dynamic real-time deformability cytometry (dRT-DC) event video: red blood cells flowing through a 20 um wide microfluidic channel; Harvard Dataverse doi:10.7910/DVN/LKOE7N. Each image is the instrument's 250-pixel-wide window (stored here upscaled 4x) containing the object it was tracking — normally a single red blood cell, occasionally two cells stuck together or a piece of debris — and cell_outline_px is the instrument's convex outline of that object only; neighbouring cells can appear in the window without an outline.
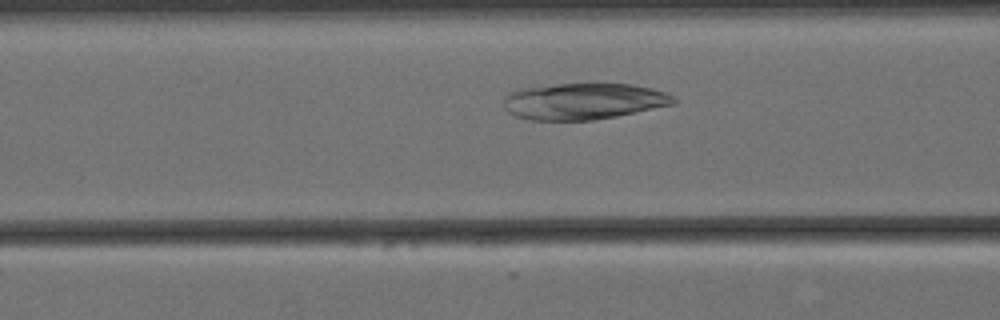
{"species": "Egyptian fruit bat (a non-hibernating species)", "species_latin": "Rousettus aegyptiacus", "temperature_condition": "cold", "stored_images_in_passage": 49, "camera_frame_rate_fps": 3000, "um_per_image_px": 0.085, "animal": {"sex": "female"}, "frame": {"image": 1, "passage_image": 13, "time_ms": 4.0, "image_size_px": [1000, 320], "cell_outline_px": [[676, 104], [616, 116], [592, 120], [528, 120], [516, 116], [508, 112], [504, 108], [504, 96], [520, 88], [556, 84], [632, 84], [652, 88], [664, 92], [672, 96], [676, 100]], "centroid_in_image_um": [49.59, 8.61], "position_along_channel_um": 117.0, "area_um2": 36.01}}
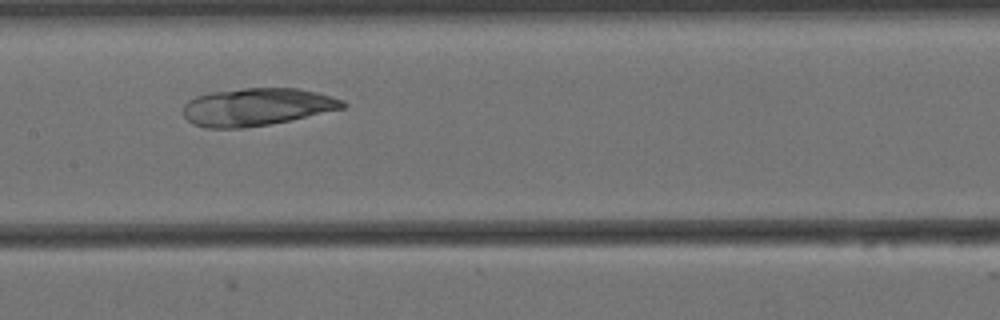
{"frame": {"image": 2, "passage_image": 19, "time_ms": 6.0, "image_size_px": [1000, 320], "cell_outline_px": [[348, 104], [344, 108], [288, 120], [268, 124], [244, 128], [204, 128], [192, 124], [184, 116], [184, 104], [188, 100], [196, 96], [212, 92], [244, 88], [296, 88], [316, 92], [332, 96], [344, 100]], "centroid_in_image_um": [21.81, 9.08], "position_along_channel_um": 185.6, "area_um2": 34.85}}
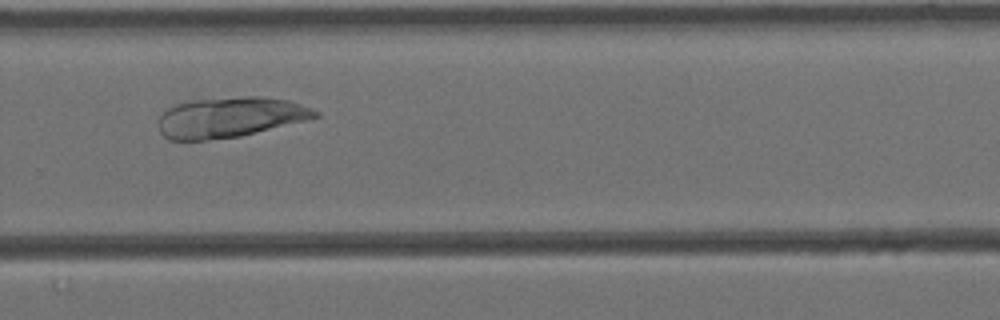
{"frame": {"image": 3, "passage_image": 30, "time_ms": 9.667, "image_size_px": [1000, 320], "cell_outline_px": [[320, 116], [308, 120], [240, 136], [208, 140], [168, 140], [160, 132], [156, 124], [160, 116], [168, 108], [176, 104], [188, 100], [248, 96], [260, 96], [288, 100], [300, 104], [320, 112]], "centroid_in_image_um": [19.52, 9.97], "position_along_channel_um": 310.3, "area_um2": 37.05}}